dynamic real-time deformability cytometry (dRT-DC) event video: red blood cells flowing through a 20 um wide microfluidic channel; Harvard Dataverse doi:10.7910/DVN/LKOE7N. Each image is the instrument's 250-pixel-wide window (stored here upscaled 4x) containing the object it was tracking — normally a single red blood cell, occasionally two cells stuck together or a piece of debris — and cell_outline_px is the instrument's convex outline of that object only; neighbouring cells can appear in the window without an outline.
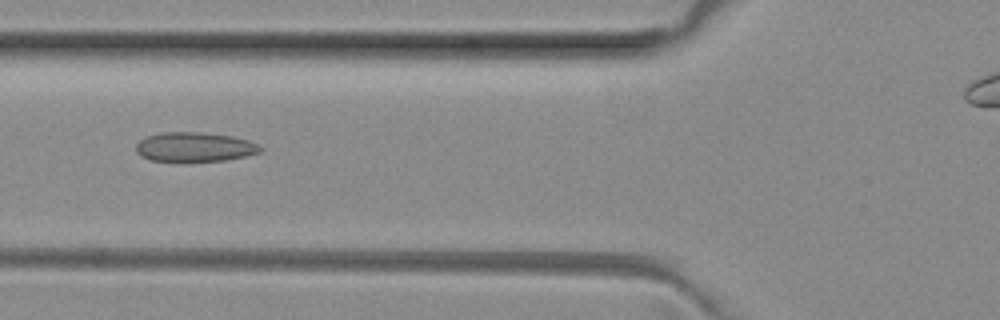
{"species": "common noctule bat (a hibernating species)", "species_latin": "Nyctalus noctula", "temperature_condition": "room temperature", "stored_images_in_passage": 2, "camera_frame_rate_fps": 3000, "um_per_image_px": 0.085, "animal": {"sex": "female", "body_mass_g": 29.2, "forearm_length_mm": 56.3}, "frame": {"image": 1, "passage_image": 2, "time_ms": 0.333, "image_size_px": [1000, 320], "cell_outline_px": [[264, 148], [260, 152], [244, 156], [224, 160], [148, 160], [140, 156], [136, 152], [136, 144], [140, 140], [148, 136], [160, 132], [200, 132], [232, 136], [248, 140], [260, 144]], "centroid_in_image_um": [16.55, 12.47], "position_along_channel_um": 109.3, "area_um2": 21.1}}